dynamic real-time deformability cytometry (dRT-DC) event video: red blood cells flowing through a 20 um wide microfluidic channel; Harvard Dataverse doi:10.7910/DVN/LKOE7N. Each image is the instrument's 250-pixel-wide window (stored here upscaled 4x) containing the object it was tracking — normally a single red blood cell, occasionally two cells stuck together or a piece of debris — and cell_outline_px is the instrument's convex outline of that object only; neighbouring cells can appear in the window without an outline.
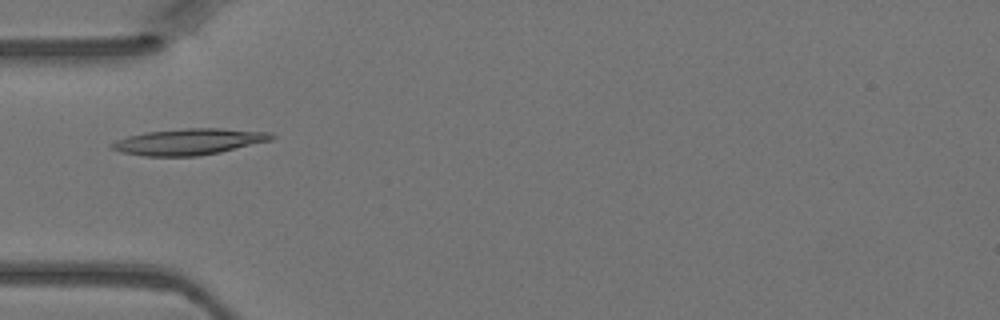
{"species": "Egyptian fruit bat (a non-hibernating species)", "species_latin": "Rousettus aegyptiacus", "temperature_condition": "warm", "stored_images_in_passage": 4, "camera_frame_rate_fps": 3000, "um_per_image_px": 0.085, "animal": {"sex": "female"}, "frame": {"image": 1, "passage_image": 4, "time_ms": 1.0, "image_size_px": [1000, 320], "cell_outline_px": [[276, 136], [272, 140], [220, 152], [196, 156], [144, 156], [124, 152], [108, 148], [108, 144], [116, 140], [128, 136], [144, 132], [184, 128], [220, 128], [272, 132]], "centroid_in_image_um": [16.05, 12.03], "position_along_channel_um": 68.9, "area_um2": 24.51}}